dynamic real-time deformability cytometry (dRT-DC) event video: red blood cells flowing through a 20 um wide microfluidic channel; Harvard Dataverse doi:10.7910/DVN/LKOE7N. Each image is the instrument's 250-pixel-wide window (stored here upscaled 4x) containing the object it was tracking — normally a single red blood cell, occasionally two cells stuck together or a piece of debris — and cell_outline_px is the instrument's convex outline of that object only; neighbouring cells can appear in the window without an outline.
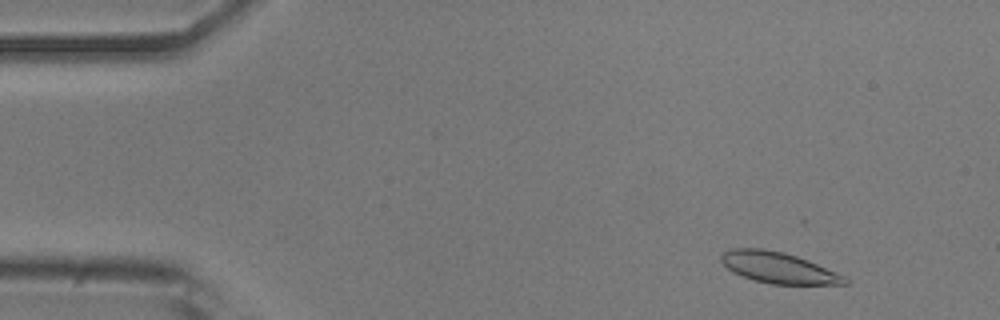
{"species": "common noctule bat (a hibernating species)", "species_latin": "Nyctalus noctula", "temperature_condition": "room temperature", "stored_images_in_passage": 52, "camera_frame_rate_fps": 3000, "um_per_image_px": 0.085, "animal": {"sex": "male", "body_mass_g": 20.5, "forearm_length_mm": 52.5}, "frame": {"image": 1, "passage_image": 5, "time_ms": 1.333, "image_size_px": [1000, 320], "cell_outline_px": [[848, 284], [772, 284], [756, 280], [732, 272], [720, 260], [720, 256], [728, 248], [764, 248], [784, 252], [808, 260], [848, 276]], "centroid_in_image_um": [66.19, 22.74], "position_along_channel_um": 18.8, "area_um2": 22.43}}
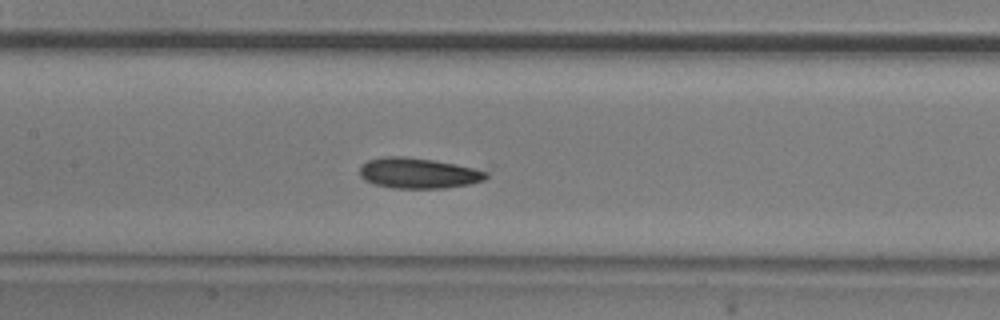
{"frame": {"image": 2, "passage_image": 24, "time_ms": 7.667, "image_size_px": [1000, 320], "cell_outline_px": [[492, 164], [488, 176], [484, 180], [468, 184], [444, 188], [392, 188], [372, 184], [364, 180], [360, 176], [360, 168], [368, 160], [384, 156], [404, 156]], "centroid_in_image_um": [35.87, 14.66], "position_along_channel_um": 171.5, "area_um2": 24.51}}
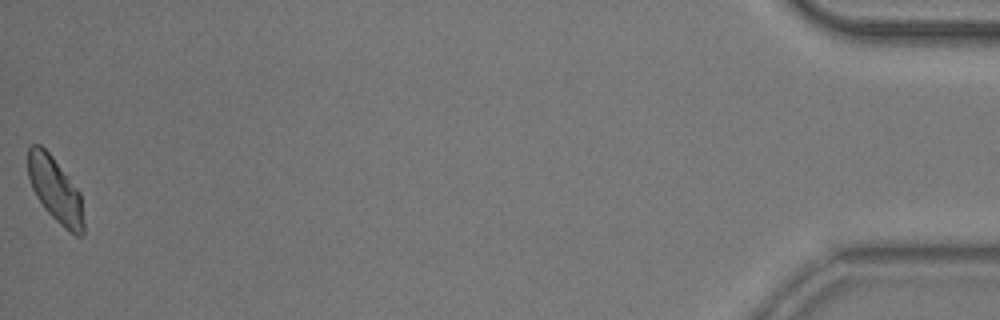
{"frame": {"image": 3, "passage_image": 52, "time_ms": 17.0, "image_size_px": [1000, 320], "cell_outline_px": [[84, 232], [80, 236], [76, 236], [64, 228], [44, 208], [36, 196], [32, 188], [28, 176], [28, 148], [32, 144], [40, 144], [52, 156], [68, 176], [80, 192], [84, 220]], "centroid_in_image_um": [4.71, 16.14], "position_along_channel_um": 430.5, "area_um2": 21.04}, "authors_computed_cell_mechanics": {"area_um2": 22.542, "velocity_mm_per_s": 3.8502, "shape_relaxation_time_tau1_ms": 4.507, "shape_relaxation_time_tau2_ms": null, "deformation_change_tau1": 0.1178, "deformation_change_tau2": null}}